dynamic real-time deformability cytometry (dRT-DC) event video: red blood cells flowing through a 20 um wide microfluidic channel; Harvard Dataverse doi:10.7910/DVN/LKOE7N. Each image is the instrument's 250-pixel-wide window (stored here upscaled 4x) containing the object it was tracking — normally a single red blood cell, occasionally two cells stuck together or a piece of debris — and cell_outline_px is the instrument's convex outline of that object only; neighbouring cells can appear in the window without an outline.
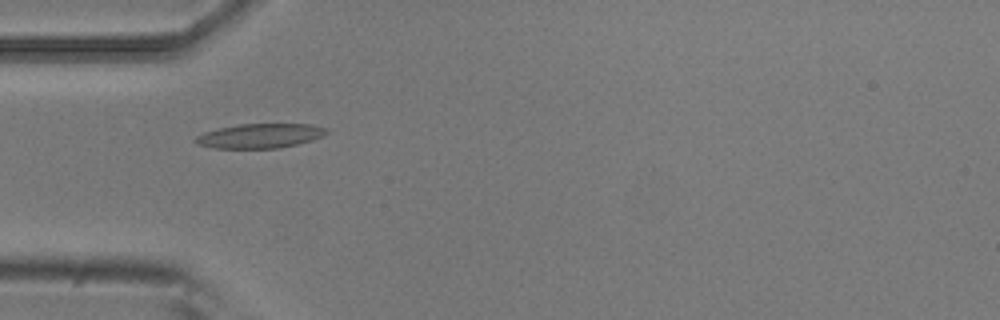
{"species": "common noctule bat (a hibernating species)", "species_latin": "Nyctalus noctula", "temperature_condition": "room temperature", "stored_images_in_passage": 7, "camera_frame_rate_fps": 3000, "um_per_image_px": 0.085, "animal": {"sex": "male", "body_mass_g": 20.5, "forearm_length_mm": 52.5}, "frame": {"image": 1, "passage_image": 5, "time_ms": 1.333, "image_size_px": [1000, 320], "cell_outline_px": [[328, 132], [324, 136], [312, 140], [280, 148], [212, 148], [196, 144], [192, 140], [196, 136], [204, 132], [220, 128], [240, 124], [312, 124], [328, 128]], "centroid_in_image_um": [22.1, 11.55], "position_along_channel_um": 62.9, "area_um2": 18.79}}
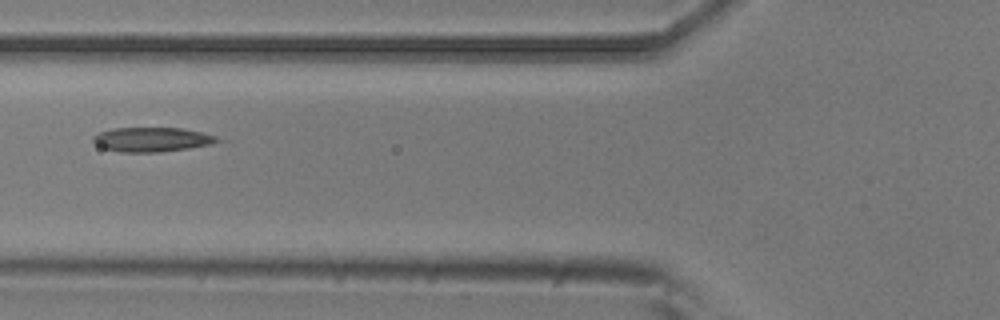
{"frame": {"image": 2, "passage_image": 6, "time_ms": 1.667, "image_size_px": [1000, 320], "cell_outline_px": [[220, 140], [212, 144], [188, 148], [160, 152], [120, 152], [104, 148], [96, 144], [92, 140], [92, 136], [100, 132], [112, 128], [180, 128], [200, 132], [216, 136]], "centroid_in_image_um": [12.88, 11.86], "position_along_channel_um": 112.9, "area_um2": 17.51}}
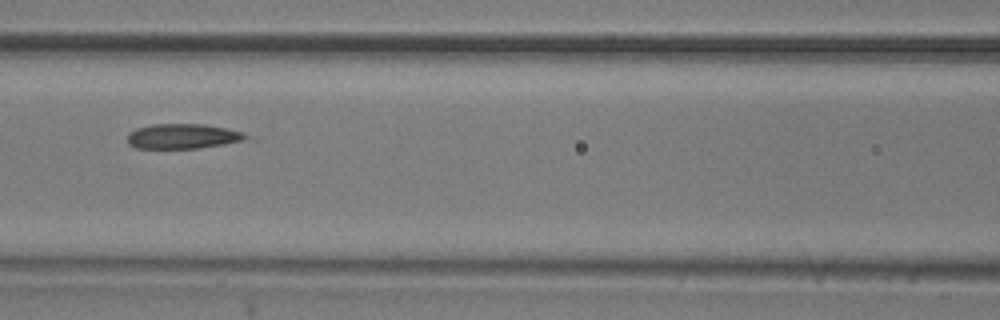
{"frame": {"image": 3, "passage_image": 7, "time_ms": 2.0, "image_size_px": [1000, 320], "cell_outline_px": [[264, 140], [200, 148], [136, 148], [128, 144], [128, 132], [136, 128], [152, 124], [204, 124], [244, 132], [256, 136]], "centroid_in_image_um": [15.81, 11.6], "position_along_channel_um": 150.8, "area_um2": 18.21}}